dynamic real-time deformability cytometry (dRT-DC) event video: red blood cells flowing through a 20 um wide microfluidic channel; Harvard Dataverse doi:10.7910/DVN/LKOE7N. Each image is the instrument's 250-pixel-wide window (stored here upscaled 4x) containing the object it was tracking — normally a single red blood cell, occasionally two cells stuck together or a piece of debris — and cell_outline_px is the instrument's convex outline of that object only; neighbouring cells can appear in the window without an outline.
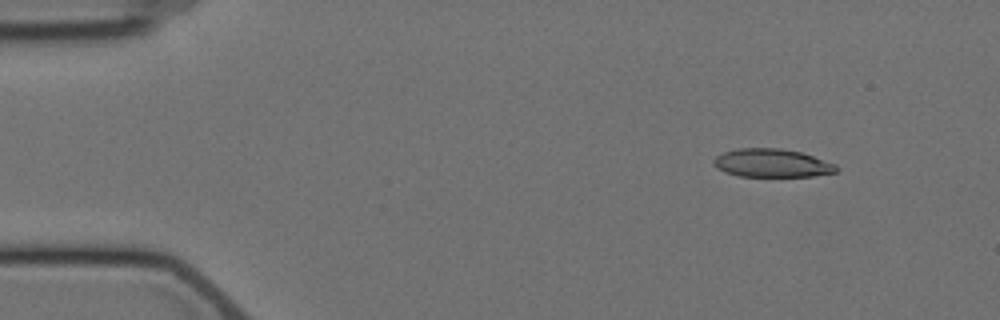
{"species": "Egyptian fruit bat (a non-hibernating species)", "species_latin": "Rousettus aegyptiacus", "temperature_condition": "cold", "stored_images_in_passage": 4, "camera_frame_rate_fps": 3000, "um_per_image_px": 0.085, "animal": {"sex": "female"}, "frame": {"image": 1, "passage_image": 2, "time_ms": 1.333, "image_size_px": [1000, 320], "cell_outline_px": [[840, 168], [836, 172], [812, 176], [740, 176], [724, 172], [716, 168], [712, 164], [712, 160], [716, 156], [724, 152], [736, 148], [780, 148], [800, 152], [836, 164]], "centroid_in_image_um": [65.58, 13.86], "position_along_channel_um": 19.4, "area_um2": 20.29}}